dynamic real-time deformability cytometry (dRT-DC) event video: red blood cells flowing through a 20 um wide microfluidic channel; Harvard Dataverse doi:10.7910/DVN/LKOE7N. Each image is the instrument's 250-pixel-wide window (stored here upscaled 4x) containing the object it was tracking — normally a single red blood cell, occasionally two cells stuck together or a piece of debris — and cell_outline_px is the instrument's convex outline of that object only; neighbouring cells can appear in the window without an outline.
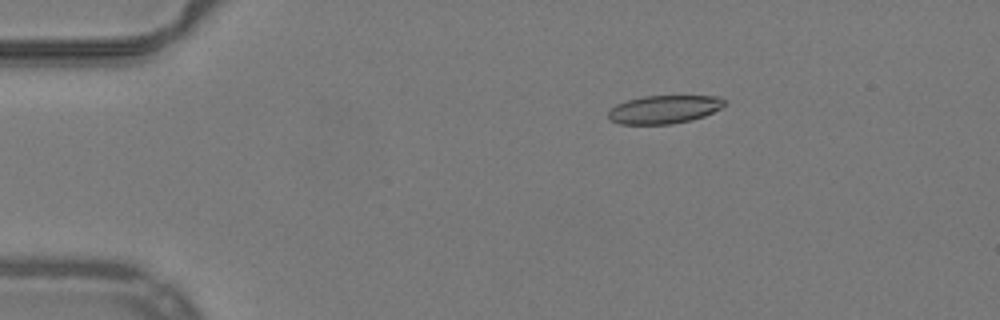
{"species": "common noctule bat (a hibernating species)", "species_latin": "Nyctalus noctula", "temperature_condition": "warm", "stored_images_in_passage": 44, "camera_frame_rate_fps": 3000, "um_per_image_px": 0.085, "animal": {"sex": "male", "body_mass_g": 19.2, "forearm_length_mm": 51.8}, "frame": {"image": 1, "passage_image": 1, "time_ms": 0.0, "image_size_px": [1000, 320], "cell_outline_px": [[724, 104], [720, 108], [704, 116], [692, 120], [672, 124], [620, 124], [608, 120], [608, 112], [616, 104], [628, 100], [644, 96], [720, 96], [724, 100]], "centroid_in_image_um": [56.42, 9.3], "position_along_channel_um": 28.6, "area_um2": 19.07}}
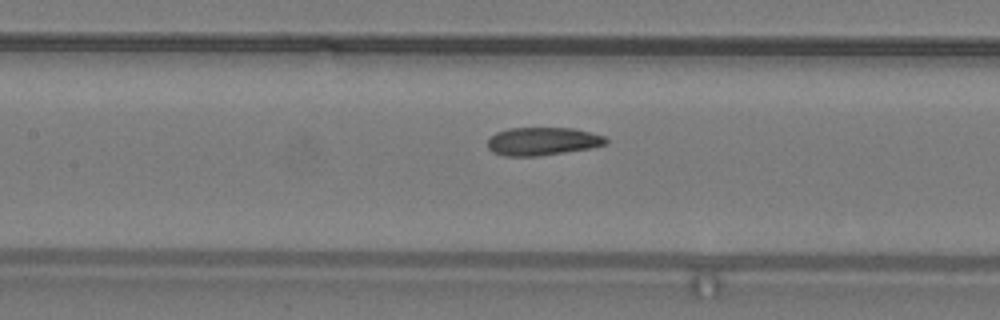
{"frame": {"image": 2, "passage_image": 16, "time_ms": 5.0, "image_size_px": [1000, 320], "cell_outline_px": [[608, 144], [588, 148], [564, 152], [536, 156], [504, 156], [492, 152], [488, 148], [488, 140], [496, 132], [508, 128], [572, 128], [604, 136], [608, 140]], "centroid_in_image_um": [46.09, 12.01], "position_along_channel_um": 161.3, "area_um2": 19.19}}
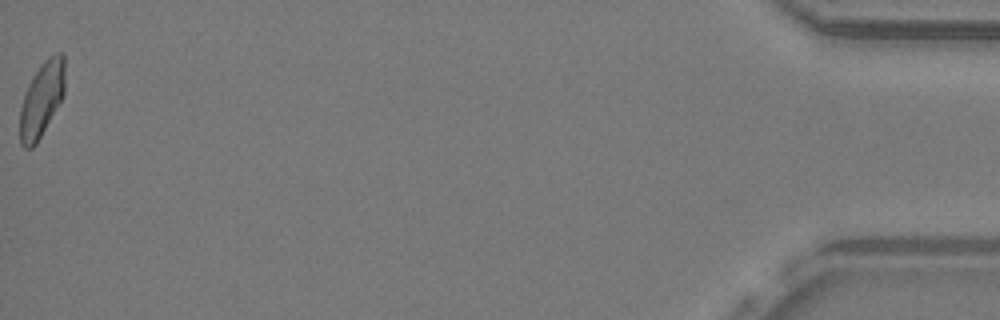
{"frame": {"image": 3, "passage_image": 44, "time_ms": 14.333, "image_size_px": [1000, 320], "cell_outline_px": [[64, 96], [36, 144], [32, 148], [24, 148], [20, 144], [20, 108], [24, 96], [40, 64], [48, 56], [56, 52], [60, 52], [64, 56]], "centroid_in_image_um": [3.56, 8.45], "position_along_channel_um": 431.6, "area_um2": 19.42}, "authors_computed_cell_mechanics": {"area_um2": 19.7098, "velocity_mm_per_s": 3.9814, "shape_relaxation_time_tau1_ms": 8.9584, "shape_relaxation_time_tau2_ms": 1.4235, "deformation_change_tau1": 0.1717, "deformation_change_tau2": 0.0766}}